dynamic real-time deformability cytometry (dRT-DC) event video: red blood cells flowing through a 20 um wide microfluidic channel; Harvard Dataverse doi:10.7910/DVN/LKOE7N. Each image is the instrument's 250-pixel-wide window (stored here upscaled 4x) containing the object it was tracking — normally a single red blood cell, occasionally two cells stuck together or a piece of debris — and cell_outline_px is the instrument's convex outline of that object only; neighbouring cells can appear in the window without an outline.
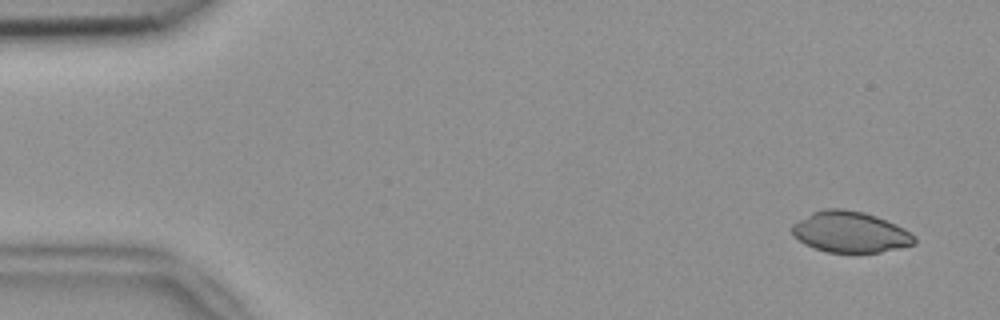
{"species": "common noctule bat (a hibernating species)", "species_latin": "Nyctalus noctula", "temperature_condition": "room temperature", "stored_images_in_passage": 54, "segment_of_instrument_passage": [1, 2], "camera_frame_rate_fps": 3000, "um_per_image_px": 0.085, "animal": {"sex": "female", "body_mass_g": 18.4}, "frame": {"image": 1, "passage_image": 3, "time_ms": 0.667, "image_size_px": [1000, 320], "cell_outline_px": [[916, 244], [880, 252], [828, 252], [812, 248], [804, 244], [792, 236], [792, 224], [812, 212], [824, 208], [844, 208], [864, 212], [876, 216], [896, 224], [904, 228], [916, 236]], "centroid_in_image_um": [72.26, 19.71], "position_along_channel_um": 12.7, "area_um2": 29.48}}
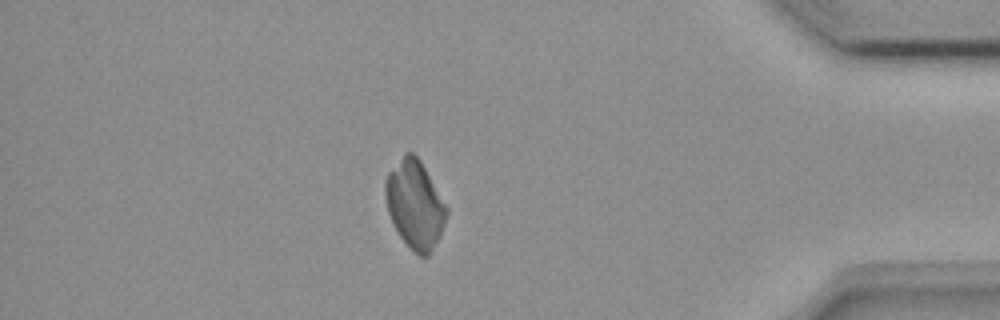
{"frame": {"image": 2, "passage_image": 46, "time_ms": 15.0, "image_size_px": [1000, 320], "cell_outline_px": [[448, 212], [440, 236], [428, 256], [420, 256], [400, 236], [388, 212], [384, 196], [384, 180], [388, 172], [404, 152], [412, 152], [420, 160], [448, 208]], "centroid_in_image_um": [35.25, 17.34], "position_along_channel_um": 400.0, "area_um2": 31.1}}